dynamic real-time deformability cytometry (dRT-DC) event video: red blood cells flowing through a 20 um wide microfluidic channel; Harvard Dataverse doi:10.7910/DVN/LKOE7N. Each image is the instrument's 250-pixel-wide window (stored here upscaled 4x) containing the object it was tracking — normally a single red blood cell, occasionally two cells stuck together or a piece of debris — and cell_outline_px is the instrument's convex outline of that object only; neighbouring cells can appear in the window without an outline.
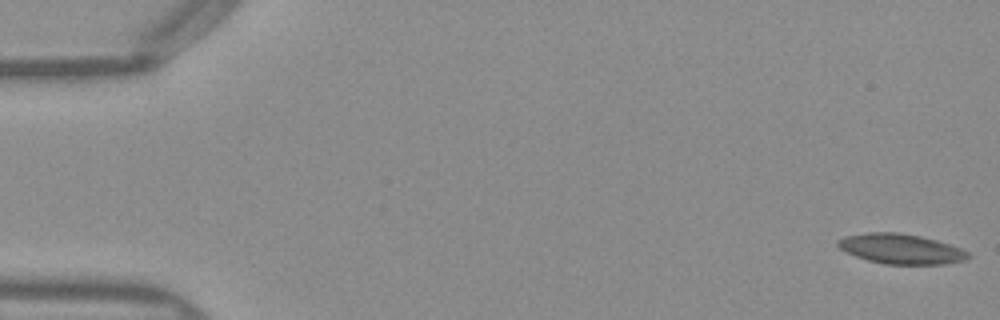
{"species": "Egyptian fruit bat (a non-hibernating species)", "species_latin": "Rousettus aegyptiacus", "temperature_condition": "warm", "stored_images_in_passage": 32, "camera_frame_rate_fps": 3000, "um_per_image_px": 0.085, "frame": {"image": 1, "passage_image": 1, "time_ms": 0.0, "image_size_px": [1000, 320], "cell_outline_px": [[968, 256], [964, 260], [944, 264], [884, 264], [868, 260], [856, 256], [840, 248], [836, 244], [836, 240], [844, 236], [868, 232], [900, 232], [920, 236], [936, 240], [960, 248], [968, 252]], "centroid_in_image_um": [76.53, 21.14], "position_along_channel_um": 8.5, "area_um2": 22.6}}
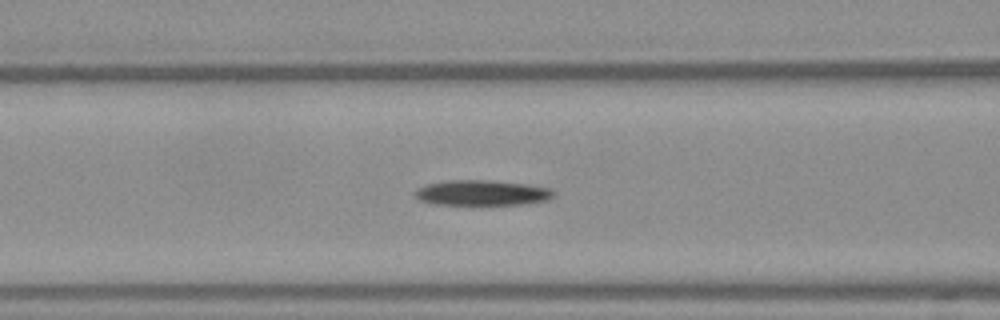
{"frame": {"image": 2, "passage_image": 21, "time_ms": 6.667, "image_size_px": [1000, 320], "cell_outline_px": [[556, 192], [548, 200], [520, 204], [436, 204], [420, 200], [416, 196], [416, 192], [420, 188], [428, 184], [448, 180], [492, 180], [528, 184], [548, 188]], "centroid_in_image_um": [41.01, 16.38], "position_along_channel_um": 125.6, "area_um2": 20.11}}
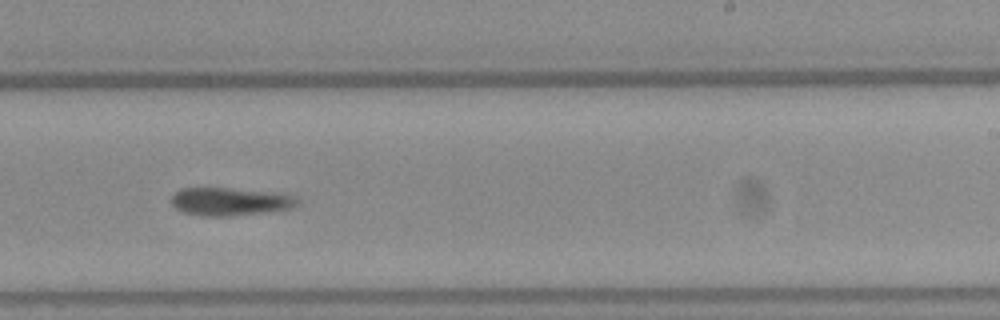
{"frame": {"image": 3, "passage_image": 32, "time_ms": 10.333, "image_size_px": [1000, 320], "cell_outline_px": [[300, 204], [296, 208], [272, 212], [228, 216], [200, 216], [184, 212], [176, 208], [172, 204], [172, 192], [180, 188], [228, 188], [264, 192], [292, 196], [300, 200]], "centroid_in_image_um": [19.55, 17.15], "position_along_channel_um": 269.4, "area_um2": 20.63}}